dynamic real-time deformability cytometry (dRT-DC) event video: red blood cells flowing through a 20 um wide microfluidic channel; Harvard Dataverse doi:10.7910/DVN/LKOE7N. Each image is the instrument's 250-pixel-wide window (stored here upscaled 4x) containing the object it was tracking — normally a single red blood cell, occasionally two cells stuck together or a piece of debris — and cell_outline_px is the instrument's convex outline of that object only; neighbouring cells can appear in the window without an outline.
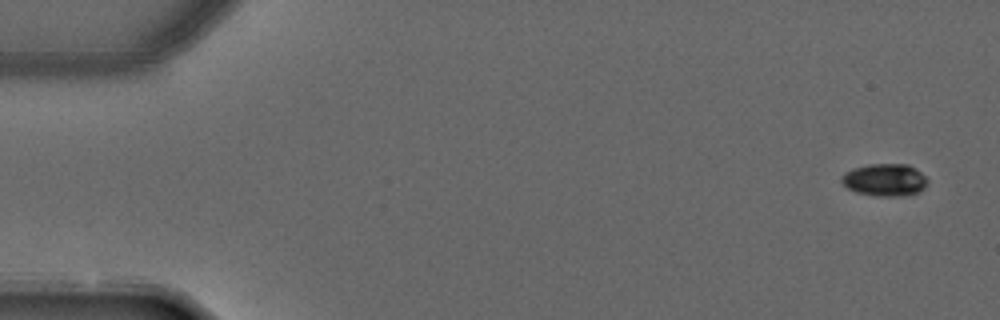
{"species": "common noctule bat (a hibernating species)", "species_latin": "Nyctalus noctula", "temperature_condition": "warm", "stored_images_in_passage": 4, "camera_frame_rate_fps": 3000, "um_per_image_px": 0.085, "animal": {"sex": "male", "forearm_length_mm": 52.5}, "frame": {"image": 1, "passage_image": 1, "time_ms": 0.0, "image_size_px": [1000, 320], "cell_outline_px": [[928, 180], [924, 188], [920, 192], [904, 196], [876, 196], [856, 192], [848, 188], [840, 180], [840, 176], [844, 172], [852, 168], [868, 164], [908, 164], [916, 168]], "centroid_in_image_um": [75.2, 15.29], "position_along_channel_um": 9.8, "area_um2": 16.42}}
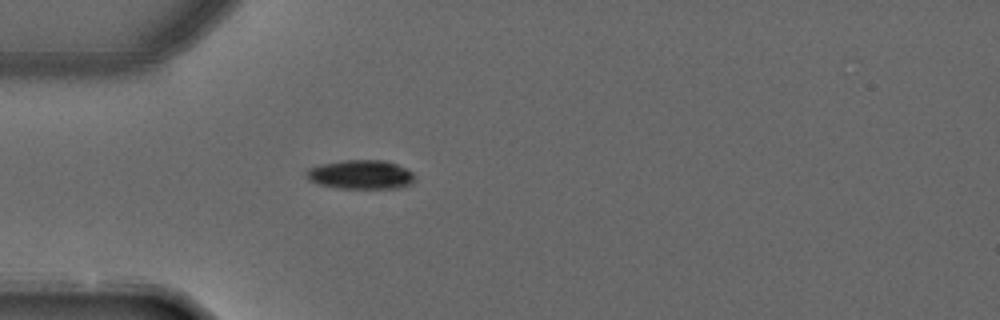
{"frame": {"image": 2, "passage_image": 4, "time_ms": 1.0, "image_size_px": [1000, 320], "cell_outline_px": [[416, 180], [412, 184], [400, 188], [340, 188], [320, 184], [308, 180], [304, 176], [304, 172], [308, 168], [320, 164], [344, 160], [384, 160], [408, 168], [412, 172]], "centroid_in_image_um": [30.67, 14.83], "position_along_channel_um": 54.3, "area_um2": 18.61}}